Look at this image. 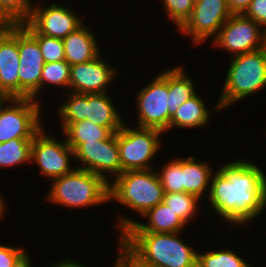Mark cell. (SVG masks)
<instances>
[{
	"label": "cell",
	"instance_id": "cell-1",
	"mask_svg": "<svg viewBox=\"0 0 266 267\" xmlns=\"http://www.w3.org/2000/svg\"><path fill=\"white\" fill-rule=\"evenodd\" d=\"M205 201L219 221L249 229L266 210V173L256 160H227L213 173Z\"/></svg>",
	"mask_w": 266,
	"mask_h": 267
},
{
	"label": "cell",
	"instance_id": "cell-2",
	"mask_svg": "<svg viewBox=\"0 0 266 267\" xmlns=\"http://www.w3.org/2000/svg\"><path fill=\"white\" fill-rule=\"evenodd\" d=\"M182 233L123 232L119 237L156 267H197L198 248L188 244Z\"/></svg>",
	"mask_w": 266,
	"mask_h": 267
},
{
	"label": "cell",
	"instance_id": "cell-3",
	"mask_svg": "<svg viewBox=\"0 0 266 267\" xmlns=\"http://www.w3.org/2000/svg\"><path fill=\"white\" fill-rule=\"evenodd\" d=\"M48 186L45 201L66 209H91L109 203V184L99 175L75 168L55 178Z\"/></svg>",
	"mask_w": 266,
	"mask_h": 267
},
{
	"label": "cell",
	"instance_id": "cell-4",
	"mask_svg": "<svg viewBox=\"0 0 266 267\" xmlns=\"http://www.w3.org/2000/svg\"><path fill=\"white\" fill-rule=\"evenodd\" d=\"M220 96L221 111L231 108L256 93L266 89V52L264 49L229 58Z\"/></svg>",
	"mask_w": 266,
	"mask_h": 267
},
{
	"label": "cell",
	"instance_id": "cell-5",
	"mask_svg": "<svg viewBox=\"0 0 266 267\" xmlns=\"http://www.w3.org/2000/svg\"><path fill=\"white\" fill-rule=\"evenodd\" d=\"M110 94L112 93L84 94L68 91L59 99L56 117L60 123H76L87 119L116 133L127 118L124 119L119 105L116 106L117 103Z\"/></svg>",
	"mask_w": 266,
	"mask_h": 267
},
{
	"label": "cell",
	"instance_id": "cell-6",
	"mask_svg": "<svg viewBox=\"0 0 266 267\" xmlns=\"http://www.w3.org/2000/svg\"><path fill=\"white\" fill-rule=\"evenodd\" d=\"M163 196L156 168L122 172L109 184V202L115 201L139 217L163 202Z\"/></svg>",
	"mask_w": 266,
	"mask_h": 267
},
{
	"label": "cell",
	"instance_id": "cell-7",
	"mask_svg": "<svg viewBox=\"0 0 266 267\" xmlns=\"http://www.w3.org/2000/svg\"><path fill=\"white\" fill-rule=\"evenodd\" d=\"M127 123L131 122H125L117 131L121 173L156 168L154 162L164 147L162 138L164 132L154 128L131 126Z\"/></svg>",
	"mask_w": 266,
	"mask_h": 267
},
{
	"label": "cell",
	"instance_id": "cell-8",
	"mask_svg": "<svg viewBox=\"0 0 266 267\" xmlns=\"http://www.w3.org/2000/svg\"><path fill=\"white\" fill-rule=\"evenodd\" d=\"M48 126L44 125L32 139L30 164H36L42 178L51 181L72 172L76 165L73 166L74 150L67 144L64 134L58 133L63 136L59 140L47 132Z\"/></svg>",
	"mask_w": 266,
	"mask_h": 267
},
{
	"label": "cell",
	"instance_id": "cell-9",
	"mask_svg": "<svg viewBox=\"0 0 266 267\" xmlns=\"http://www.w3.org/2000/svg\"><path fill=\"white\" fill-rule=\"evenodd\" d=\"M153 77V78H152ZM133 98L137 112L135 126L169 132L168 68L152 76Z\"/></svg>",
	"mask_w": 266,
	"mask_h": 267
},
{
	"label": "cell",
	"instance_id": "cell-10",
	"mask_svg": "<svg viewBox=\"0 0 266 267\" xmlns=\"http://www.w3.org/2000/svg\"><path fill=\"white\" fill-rule=\"evenodd\" d=\"M42 105L32 98H10L0 109V143L33 139L45 125Z\"/></svg>",
	"mask_w": 266,
	"mask_h": 267
},
{
	"label": "cell",
	"instance_id": "cell-11",
	"mask_svg": "<svg viewBox=\"0 0 266 267\" xmlns=\"http://www.w3.org/2000/svg\"><path fill=\"white\" fill-rule=\"evenodd\" d=\"M209 45L225 50L230 58L264 48V29L244 14H233Z\"/></svg>",
	"mask_w": 266,
	"mask_h": 267
},
{
	"label": "cell",
	"instance_id": "cell-12",
	"mask_svg": "<svg viewBox=\"0 0 266 267\" xmlns=\"http://www.w3.org/2000/svg\"><path fill=\"white\" fill-rule=\"evenodd\" d=\"M227 0H197L189 19L178 30L179 34L190 37L194 48L214 39L223 24L232 16ZM198 45V46H197Z\"/></svg>",
	"mask_w": 266,
	"mask_h": 267
},
{
	"label": "cell",
	"instance_id": "cell-13",
	"mask_svg": "<svg viewBox=\"0 0 266 267\" xmlns=\"http://www.w3.org/2000/svg\"><path fill=\"white\" fill-rule=\"evenodd\" d=\"M74 156L76 168L99 175L108 184L121 174L117 132L105 140L82 143Z\"/></svg>",
	"mask_w": 266,
	"mask_h": 267
},
{
	"label": "cell",
	"instance_id": "cell-14",
	"mask_svg": "<svg viewBox=\"0 0 266 267\" xmlns=\"http://www.w3.org/2000/svg\"><path fill=\"white\" fill-rule=\"evenodd\" d=\"M47 1L49 2L46 0L45 4L43 0H40L41 3L36 1L31 18L28 20L40 34L64 39L85 22L86 16H81L77 10L74 12L70 4L68 6L60 2L47 3Z\"/></svg>",
	"mask_w": 266,
	"mask_h": 267
},
{
	"label": "cell",
	"instance_id": "cell-15",
	"mask_svg": "<svg viewBox=\"0 0 266 267\" xmlns=\"http://www.w3.org/2000/svg\"><path fill=\"white\" fill-rule=\"evenodd\" d=\"M20 98L40 102V78L45 61L37 40L18 24Z\"/></svg>",
	"mask_w": 266,
	"mask_h": 267
},
{
	"label": "cell",
	"instance_id": "cell-16",
	"mask_svg": "<svg viewBox=\"0 0 266 267\" xmlns=\"http://www.w3.org/2000/svg\"><path fill=\"white\" fill-rule=\"evenodd\" d=\"M118 68L101 53L93 60L70 66L69 91L76 93H108L117 80ZM116 79V80H115ZM110 86V87H109Z\"/></svg>",
	"mask_w": 266,
	"mask_h": 267
},
{
	"label": "cell",
	"instance_id": "cell-17",
	"mask_svg": "<svg viewBox=\"0 0 266 267\" xmlns=\"http://www.w3.org/2000/svg\"><path fill=\"white\" fill-rule=\"evenodd\" d=\"M116 221V229H118L117 236H120L123 232H152V233H177L187 232L188 227L184 221L175 214L168 205L161 202L155 207L149 209L145 214L140 217L143 219L138 221L139 218H135L128 215H118ZM118 227V228H117ZM185 230V231H184Z\"/></svg>",
	"mask_w": 266,
	"mask_h": 267
},
{
	"label": "cell",
	"instance_id": "cell-18",
	"mask_svg": "<svg viewBox=\"0 0 266 267\" xmlns=\"http://www.w3.org/2000/svg\"><path fill=\"white\" fill-rule=\"evenodd\" d=\"M18 68V24H5L0 29V88L11 98H20Z\"/></svg>",
	"mask_w": 266,
	"mask_h": 267
},
{
	"label": "cell",
	"instance_id": "cell-19",
	"mask_svg": "<svg viewBox=\"0 0 266 267\" xmlns=\"http://www.w3.org/2000/svg\"><path fill=\"white\" fill-rule=\"evenodd\" d=\"M201 95L197 93L179 106L175 114L170 118V131L175 127L177 130L179 128L180 130L192 129V131L194 129L196 130V128L198 130L202 128L206 129L211 124L210 119L213 118L211 115L222 112L217 101L213 107H208L205 98L203 99Z\"/></svg>",
	"mask_w": 266,
	"mask_h": 267
},
{
	"label": "cell",
	"instance_id": "cell-20",
	"mask_svg": "<svg viewBox=\"0 0 266 267\" xmlns=\"http://www.w3.org/2000/svg\"><path fill=\"white\" fill-rule=\"evenodd\" d=\"M84 22L79 28L71 32L67 37L62 39L65 50V61L71 66L73 64L84 63L95 59L101 54L99 39L87 27Z\"/></svg>",
	"mask_w": 266,
	"mask_h": 267
},
{
	"label": "cell",
	"instance_id": "cell-21",
	"mask_svg": "<svg viewBox=\"0 0 266 267\" xmlns=\"http://www.w3.org/2000/svg\"><path fill=\"white\" fill-rule=\"evenodd\" d=\"M217 168L210 161H198L196 155L182 157V192L195 195L204 202L209 194L212 175Z\"/></svg>",
	"mask_w": 266,
	"mask_h": 267
},
{
	"label": "cell",
	"instance_id": "cell-22",
	"mask_svg": "<svg viewBox=\"0 0 266 267\" xmlns=\"http://www.w3.org/2000/svg\"><path fill=\"white\" fill-rule=\"evenodd\" d=\"M178 65L168 68V99L169 124L170 118L175 114L180 105L198 93V87L186 68Z\"/></svg>",
	"mask_w": 266,
	"mask_h": 267
},
{
	"label": "cell",
	"instance_id": "cell-23",
	"mask_svg": "<svg viewBox=\"0 0 266 267\" xmlns=\"http://www.w3.org/2000/svg\"><path fill=\"white\" fill-rule=\"evenodd\" d=\"M59 128L74 151L84 142L105 140L112 134L108 128L87 119L76 123H61Z\"/></svg>",
	"mask_w": 266,
	"mask_h": 267
},
{
	"label": "cell",
	"instance_id": "cell-24",
	"mask_svg": "<svg viewBox=\"0 0 266 267\" xmlns=\"http://www.w3.org/2000/svg\"><path fill=\"white\" fill-rule=\"evenodd\" d=\"M69 79L70 65L65 60L45 63L40 78V103L44 104L45 101L41 96L45 98L43 93H47L45 91L47 89L51 91V89L57 88L56 90L62 89L61 94L67 93L69 91Z\"/></svg>",
	"mask_w": 266,
	"mask_h": 267
},
{
	"label": "cell",
	"instance_id": "cell-25",
	"mask_svg": "<svg viewBox=\"0 0 266 267\" xmlns=\"http://www.w3.org/2000/svg\"><path fill=\"white\" fill-rule=\"evenodd\" d=\"M199 249L197 251V267H254L250 262L241 257L239 252L232 248H218L210 250ZM205 251V252H204Z\"/></svg>",
	"mask_w": 266,
	"mask_h": 267
},
{
	"label": "cell",
	"instance_id": "cell-26",
	"mask_svg": "<svg viewBox=\"0 0 266 267\" xmlns=\"http://www.w3.org/2000/svg\"><path fill=\"white\" fill-rule=\"evenodd\" d=\"M163 203L177 214L186 225H190L201 211V204L206 203L197 196L185 192L164 193ZM200 205V206H199ZM191 222V223H190Z\"/></svg>",
	"mask_w": 266,
	"mask_h": 267
},
{
	"label": "cell",
	"instance_id": "cell-27",
	"mask_svg": "<svg viewBox=\"0 0 266 267\" xmlns=\"http://www.w3.org/2000/svg\"><path fill=\"white\" fill-rule=\"evenodd\" d=\"M31 143L32 139H12L0 143V168H11L12 171V167L30 164Z\"/></svg>",
	"mask_w": 266,
	"mask_h": 267
},
{
	"label": "cell",
	"instance_id": "cell-28",
	"mask_svg": "<svg viewBox=\"0 0 266 267\" xmlns=\"http://www.w3.org/2000/svg\"><path fill=\"white\" fill-rule=\"evenodd\" d=\"M35 4L34 0H0V21L4 25L27 22Z\"/></svg>",
	"mask_w": 266,
	"mask_h": 267
},
{
	"label": "cell",
	"instance_id": "cell-29",
	"mask_svg": "<svg viewBox=\"0 0 266 267\" xmlns=\"http://www.w3.org/2000/svg\"><path fill=\"white\" fill-rule=\"evenodd\" d=\"M21 25L37 40L45 63L57 62L65 59L62 39L40 34L28 21Z\"/></svg>",
	"mask_w": 266,
	"mask_h": 267
},
{
	"label": "cell",
	"instance_id": "cell-30",
	"mask_svg": "<svg viewBox=\"0 0 266 267\" xmlns=\"http://www.w3.org/2000/svg\"><path fill=\"white\" fill-rule=\"evenodd\" d=\"M159 164L157 175L162 184L164 193L182 192V157L176 156L169 161Z\"/></svg>",
	"mask_w": 266,
	"mask_h": 267
},
{
	"label": "cell",
	"instance_id": "cell-31",
	"mask_svg": "<svg viewBox=\"0 0 266 267\" xmlns=\"http://www.w3.org/2000/svg\"><path fill=\"white\" fill-rule=\"evenodd\" d=\"M161 4L167 20L175 25L177 31L189 19L194 7L193 0H162Z\"/></svg>",
	"mask_w": 266,
	"mask_h": 267
},
{
	"label": "cell",
	"instance_id": "cell-32",
	"mask_svg": "<svg viewBox=\"0 0 266 267\" xmlns=\"http://www.w3.org/2000/svg\"><path fill=\"white\" fill-rule=\"evenodd\" d=\"M117 238V257L112 267H156L139 257L119 236Z\"/></svg>",
	"mask_w": 266,
	"mask_h": 267
},
{
	"label": "cell",
	"instance_id": "cell-33",
	"mask_svg": "<svg viewBox=\"0 0 266 267\" xmlns=\"http://www.w3.org/2000/svg\"><path fill=\"white\" fill-rule=\"evenodd\" d=\"M27 250L24 246L0 244V267H12L15 261Z\"/></svg>",
	"mask_w": 266,
	"mask_h": 267
},
{
	"label": "cell",
	"instance_id": "cell-34",
	"mask_svg": "<svg viewBox=\"0 0 266 267\" xmlns=\"http://www.w3.org/2000/svg\"><path fill=\"white\" fill-rule=\"evenodd\" d=\"M244 15L266 29V0H252Z\"/></svg>",
	"mask_w": 266,
	"mask_h": 267
},
{
	"label": "cell",
	"instance_id": "cell-35",
	"mask_svg": "<svg viewBox=\"0 0 266 267\" xmlns=\"http://www.w3.org/2000/svg\"><path fill=\"white\" fill-rule=\"evenodd\" d=\"M252 0H227V5L232 14H244Z\"/></svg>",
	"mask_w": 266,
	"mask_h": 267
},
{
	"label": "cell",
	"instance_id": "cell-36",
	"mask_svg": "<svg viewBox=\"0 0 266 267\" xmlns=\"http://www.w3.org/2000/svg\"><path fill=\"white\" fill-rule=\"evenodd\" d=\"M77 258H73L72 256H66L60 261H55V263H50V265L46 264L45 267H89V265H83V262H79L78 260H75ZM78 261V262H77Z\"/></svg>",
	"mask_w": 266,
	"mask_h": 267
},
{
	"label": "cell",
	"instance_id": "cell-37",
	"mask_svg": "<svg viewBox=\"0 0 266 267\" xmlns=\"http://www.w3.org/2000/svg\"><path fill=\"white\" fill-rule=\"evenodd\" d=\"M33 260L29 252L26 250L13 264L12 267H34Z\"/></svg>",
	"mask_w": 266,
	"mask_h": 267
},
{
	"label": "cell",
	"instance_id": "cell-38",
	"mask_svg": "<svg viewBox=\"0 0 266 267\" xmlns=\"http://www.w3.org/2000/svg\"><path fill=\"white\" fill-rule=\"evenodd\" d=\"M6 204L7 203V200L5 199L4 196H2L1 192H0V224H1V221L3 220V218H5L4 216H6V213H7V209H9Z\"/></svg>",
	"mask_w": 266,
	"mask_h": 267
},
{
	"label": "cell",
	"instance_id": "cell-39",
	"mask_svg": "<svg viewBox=\"0 0 266 267\" xmlns=\"http://www.w3.org/2000/svg\"><path fill=\"white\" fill-rule=\"evenodd\" d=\"M9 97L1 88H0V109L7 103L10 99Z\"/></svg>",
	"mask_w": 266,
	"mask_h": 267
},
{
	"label": "cell",
	"instance_id": "cell-40",
	"mask_svg": "<svg viewBox=\"0 0 266 267\" xmlns=\"http://www.w3.org/2000/svg\"><path fill=\"white\" fill-rule=\"evenodd\" d=\"M266 52V29H264V48H263Z\"/></svg>",
	"mask_w": 266,
	"mask_h": 267
},
{
	"label": "cell",
	"instance_id": "cell-41",
	"mask_svg": "<svg viewBox=\"0 0 266 267\" xmlns=\"http://www.w3.org/2000/svg\"><path fill=\"white\" fill-rule=\"evenodd\" d=\"M3 25H4V24L0 21V29L2 28Z\"/></svg>",
	"mask_w": 266,
	"mask_h": 267
}]
</instances>
